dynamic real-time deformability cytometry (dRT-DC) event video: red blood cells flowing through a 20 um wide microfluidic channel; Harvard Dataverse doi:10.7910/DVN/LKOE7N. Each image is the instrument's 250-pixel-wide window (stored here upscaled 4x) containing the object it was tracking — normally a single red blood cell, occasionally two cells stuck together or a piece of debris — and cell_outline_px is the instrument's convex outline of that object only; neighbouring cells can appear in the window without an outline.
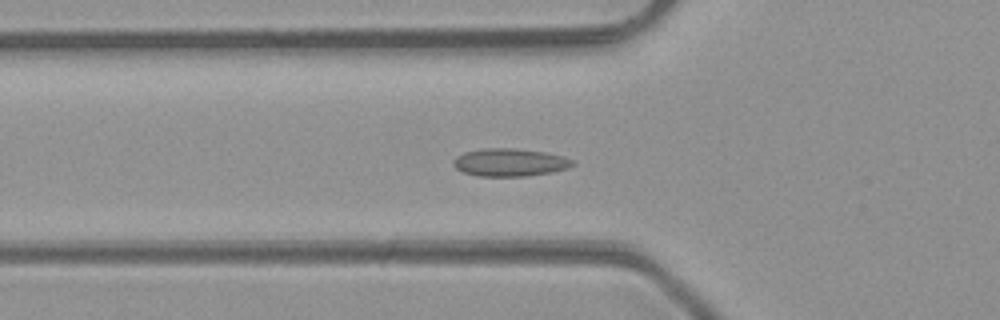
{"species": "common noctule bat (a hibernating species)", "species_latin": "Nyctalus noctula", "temperature_condition": "room temperature", "stored_images_in_passage": 45, "camera_frame_rate_fps": 3000, "um_per_image_px": 0.085, "animal": {"sex": "male", "body_mass_g": 23.1, "forearm_length_mm": 52.7}, "frame": {"image": 1, "passage_image": 12, "time_ms": 3.667, "image_size_px": [1000, 320], "cell_outline_px": [[576, 164], [568, 168], [552, 172], [528, 176], [476, 176], [464, 172], [456, 168], [452, 164], [452, 160], [456, 156], [464, 152], [484, 148], [512, 148], [544, 152], [564, 156], [572, 160]], "centroid_in_image_um": [43.32, 13.8], "position_along_channel_um": 82.5, "area_um2": 19.42}}
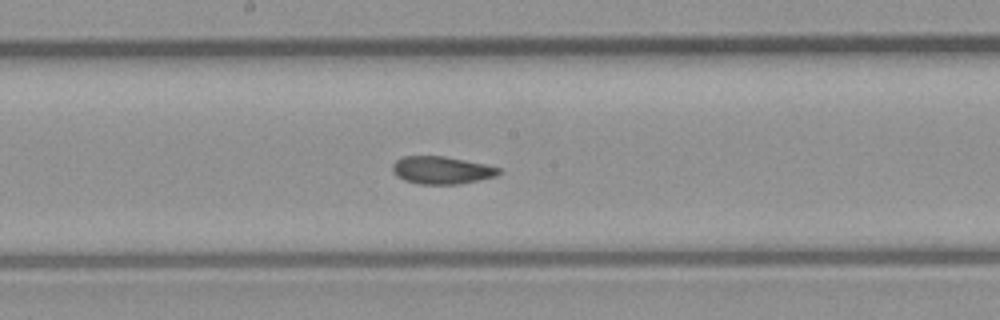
{"frame": {"image": 2, "passage_image": 21, "time_ms": 6.667, "image_size_px": [1000, 320], "cell_outline_px": [[500, 172], [496, 176], [460, 184], [420, 184], [404, 180], [396, 176], [392, 172], [392, 164], [396, 160], [404, 156], [444, 156], [484, 164], [500, 168]], "centroid_in_image_um": [37.5, 14.47], "position_along_channel_um": 210.7, "area_um2": 17.05}}
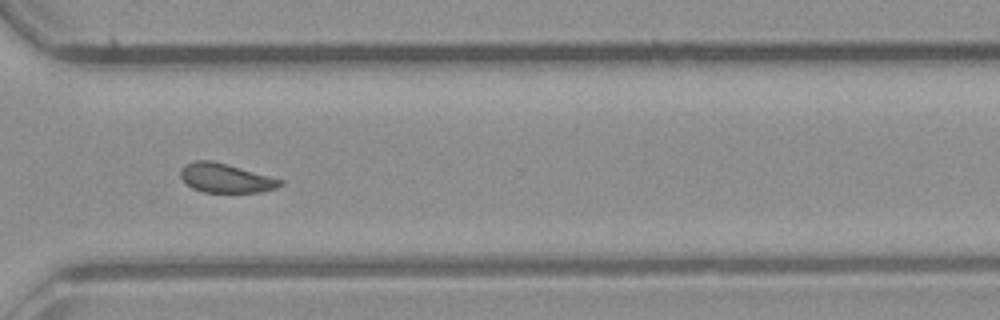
{"frame": {"image": 3, "passage_image": 31, "time_ms": 10.0, "image_size_px": [1000, 320], "cell_outline_px": [[284, 184], [276, 188], [260, 192], [204, 192], [192, 188], [180, 176], [180, 168], [184, 164], [196, 160], [212, 160], [228, 164], [284, 180]], "centroid_in_image_um": [19.19, 15.12], "position_along_channel_um": 351.4, "area_um2": 16.99}, "authors_computed_cell_mechanics": {"area_um2": 17.5134, "velocity_mm_per_s": 4.2286, "shape_relaxation_time_tau1_ms": 11.1655, "shape_relaxation_time_tau2_ms": 1.2447, "deformation_change_tau1": 0.1894, "deformation_change_tau2": 0.0466}}